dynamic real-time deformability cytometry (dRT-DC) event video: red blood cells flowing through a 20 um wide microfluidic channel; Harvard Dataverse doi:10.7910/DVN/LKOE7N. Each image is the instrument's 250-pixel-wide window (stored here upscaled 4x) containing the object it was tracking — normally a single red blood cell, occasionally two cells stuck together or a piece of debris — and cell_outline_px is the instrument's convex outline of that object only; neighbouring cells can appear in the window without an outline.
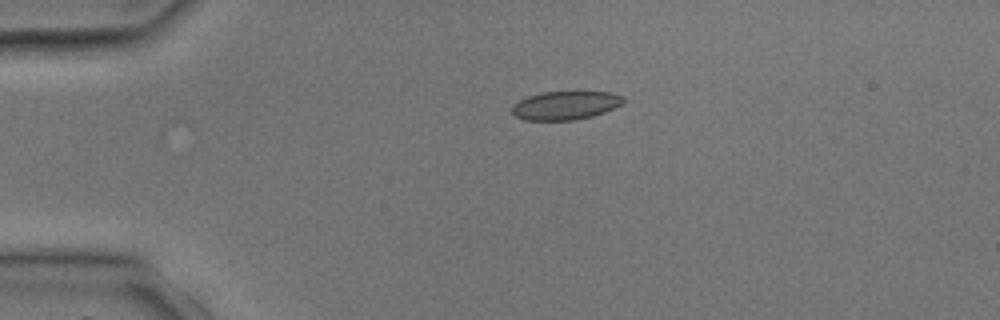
{"species": "common noctule bat (a hibernating species)", "species_latin": "Nyctalus noctula", "temperature_condition": "room temperature", "stored_images_in_passage": 2, "camera_frame_rate_fps": 3000, "um_per_image_px": 0.085, "animal": {"sex": "male", "body_mass_g": 17.9, "forearm_length_mm": 54.2}, "frame": {"image": 1, "passage_image": 2, "time_ms": 1.333, "image_size_px": [1000, 320], "cell_outline_px": [[624, 104], [604, 112], [592, 116], [576, 120], [524, 120], [516, 116], [512, 112], [512, 104], [528, 96], [540, 92], [612, 92], [624, 96]], "centroid_in_image_um": [48.08, 8.95], "position_along_channel_um": 36.9, "area_um2": 18.61}}